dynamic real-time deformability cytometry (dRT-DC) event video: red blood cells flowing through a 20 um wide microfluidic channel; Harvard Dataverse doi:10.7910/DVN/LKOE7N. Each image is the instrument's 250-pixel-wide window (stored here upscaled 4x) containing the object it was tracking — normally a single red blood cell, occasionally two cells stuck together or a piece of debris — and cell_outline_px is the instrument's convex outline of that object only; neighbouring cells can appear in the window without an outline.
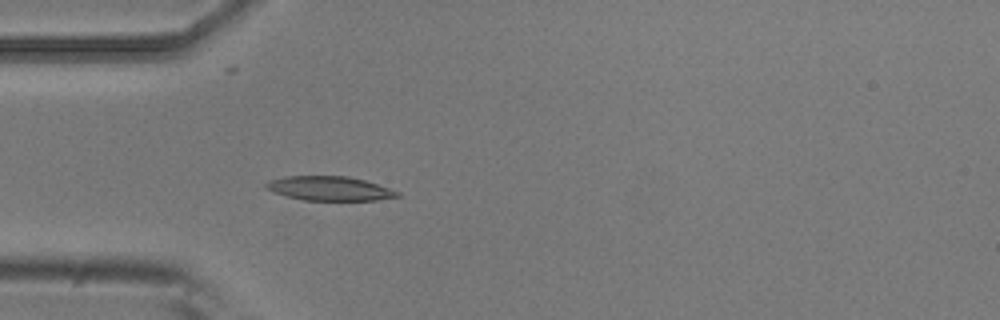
{"species": "common noctule bat (a hibernating species)", "species_latin": "Nyctalus noctula", "temperature_condition": "room temperature", "stored_images_in_passage": 3, "camera_frame_rate_fps": 3000, "um_per_image_px": 0.085, "animal": {"sex": "male", "body_mass_g": 20.5, "forearm_length_mm": 52.5}, "frame": {"image": 1, "passage_image": 3, "time_ms": 0.667, "image_size_px": [1000, 320], "cell_outline_px": [[400, 196], [376, 200], [304, 200], [272, 192], [264, 188], [264, 184], [268, 180], [284, 176], [348, 176], [364, 180], [400, 192]], "centroid_in_image_um": [27.95, 16.01], "position_along_channel_um": 57.0, "area_um2": 18.5}}